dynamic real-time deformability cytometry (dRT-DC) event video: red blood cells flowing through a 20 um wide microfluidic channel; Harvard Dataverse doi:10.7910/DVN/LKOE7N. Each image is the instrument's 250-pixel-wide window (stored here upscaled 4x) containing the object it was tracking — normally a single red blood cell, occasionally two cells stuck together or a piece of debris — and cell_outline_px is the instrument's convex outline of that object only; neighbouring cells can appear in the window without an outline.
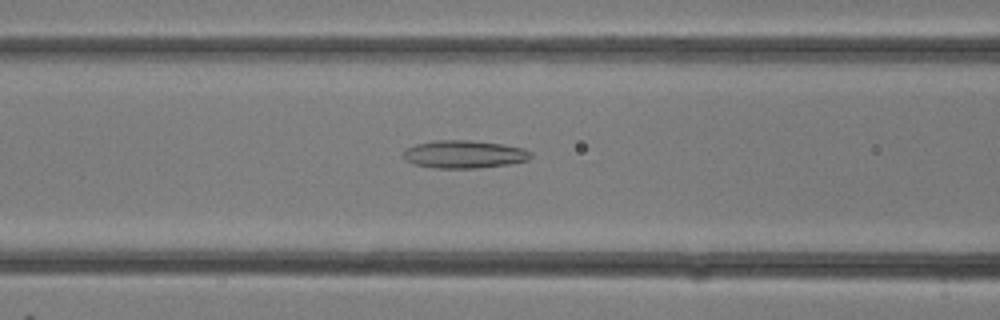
{"species": "common noctule bat (a hibernating species)", "species_latin": "Nyctalus noctula", "temperature_condition": "room temperature", "stored_images_in_passage": 29, "camera_frame_rate_fps": 3000, "um_per_image_px": 0.085, "animal": {"sex": "female"}, "frame": {"image": 1, "passage_image": 10, "time_ms": 3.0, "image_size_px": [1000, 320], "cell_outline_px": [[532, 156], [528, 160], [508, 164], [476, 168], [436, 168], [412, 164], [404, 160], [400, 156], [400, 152], [404, 148], [416, 144], [436, 140], [472, 140], [500, 144], [524, 148], [532, 152]], "centroid_in_image_um": [39.37, 13.11], "position_along_channel_um": 127.2, "area_um2": 20.98}}
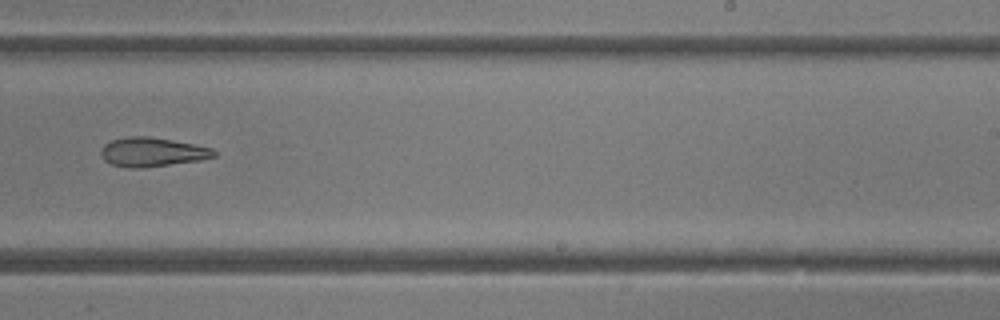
{"frame": {"image": 2, "passage_image": 17, "time_ms": 5.333, "image_size_px": [1000, 320], "cell_outline_px": [[216, 156], [200, 160], [144, 168], [128, 168], [112, 164], [104, 160], [100, 152], [100, 148], [104, 144], [112, 140], [128, 136], [148, 136], [172, 140], [212, 148], [216, 152]], "centroid_in_image_um": [12.91, 12.93], "position_along_channel_um": 276.1, "area_um2": 19.19}}
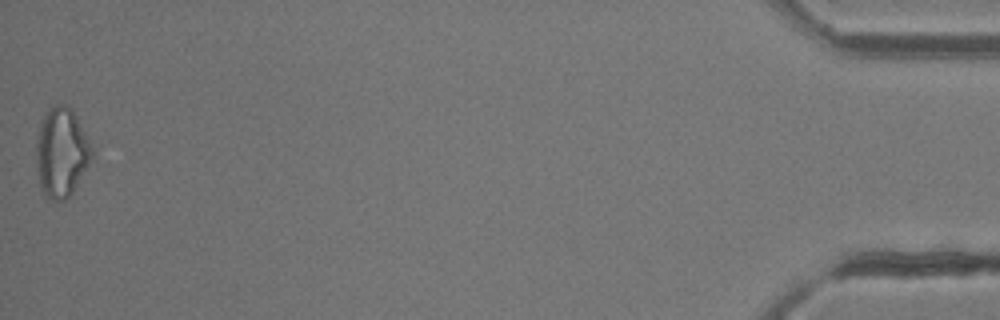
{"frame": {"image": 3, "passage_image": 29, "time_ms": 9.333, "image_size_px": [1000, 320], "cell_outline_px": [[92, 156], [88, 164], [72, 192], [64, 200], [48, 200], [44, 196], [40, 188], [36, 164], [36, 140], [40, 124], [44, 112], [48, 108], [56, 104], [68, 104], [72, 108], [88, 140], [92, 152]], "centroid_in_image_um": [5.17, 12.93], "position_along_channel_um": 430.0, "area_um2": 28.84}}